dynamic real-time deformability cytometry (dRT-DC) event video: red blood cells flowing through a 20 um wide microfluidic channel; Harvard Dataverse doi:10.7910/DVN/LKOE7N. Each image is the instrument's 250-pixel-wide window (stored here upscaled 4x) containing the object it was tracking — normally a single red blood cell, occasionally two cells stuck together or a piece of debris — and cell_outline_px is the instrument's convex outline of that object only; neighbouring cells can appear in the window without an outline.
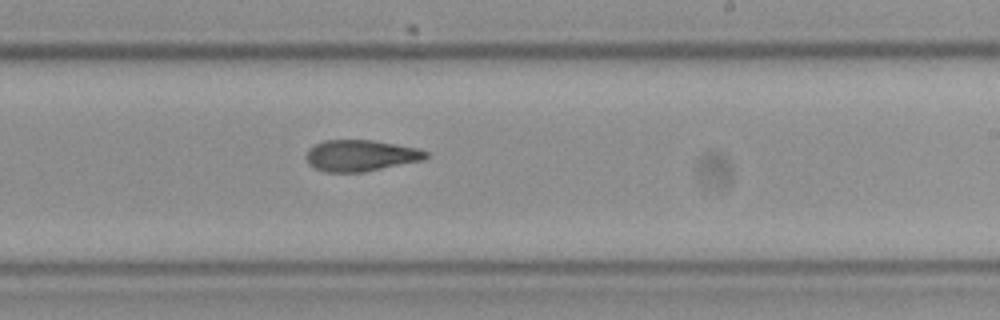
{"species": "Egyptian fruit bat (a non-hibernating species)", "species_latin": "Rousettus aegyptiacus", "temperature_condition": "cold", "stored_images_in_passage": 10, "camera_frame_rate_fps": 3000, "um_per_image_px": 0.085, "frame": {"image": 1, "passage_image": 10, "time_ms": 3.0, "image_size_px": [1000, 320], "cell_outline_px": [[428, 156], [424, 160], [364, 172], [324, 172], [308, 164], [304, 156], [308, 148], [324, 140], [372, 140], [420, 148], [428, 152]], "centroid_in_image_um": [30.65, 13.22], "position_along_channel_um": 258.3, "area_um2": 22.08}}